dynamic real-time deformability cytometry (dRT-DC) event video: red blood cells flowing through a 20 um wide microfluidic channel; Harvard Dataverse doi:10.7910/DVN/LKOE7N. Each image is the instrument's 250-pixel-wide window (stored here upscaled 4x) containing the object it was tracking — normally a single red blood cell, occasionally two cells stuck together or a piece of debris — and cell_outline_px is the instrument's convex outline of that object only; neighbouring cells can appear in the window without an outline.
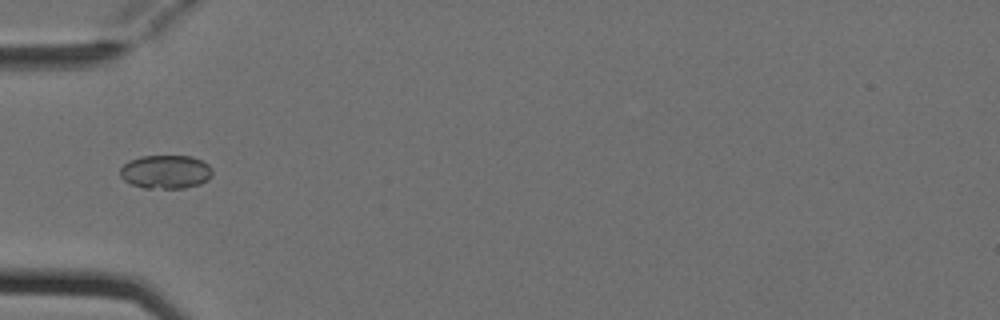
{"species": "Egyptian fruit bat (a non-hibernating species)", "species_latin": "Rousettus aegyptiacus", "temperature_condition": "cold", "stored_images_in_passage": 6, "camera_frame_rate_fps": 3000, "um_per_image_px": 0.085, "animal": {"sex": "female"}, "frame": {"image": 1, "passage_image": 6, "time_ms": 1.667, "image_size_px": [1000, 320], "cell_outline_px": [[212, 176], [208, 180], [200, 184], [184, 188], [144, 188], [132, 184], [124, 180], [120, 176], [120, 168], [128, 160], [140, 156], [192, 156], [208, 164], [212, 168]], "centroid_in_image_um": [14.08, 14.6], "position_along_channel_um": 70.9, "area_um2": 18.21}}